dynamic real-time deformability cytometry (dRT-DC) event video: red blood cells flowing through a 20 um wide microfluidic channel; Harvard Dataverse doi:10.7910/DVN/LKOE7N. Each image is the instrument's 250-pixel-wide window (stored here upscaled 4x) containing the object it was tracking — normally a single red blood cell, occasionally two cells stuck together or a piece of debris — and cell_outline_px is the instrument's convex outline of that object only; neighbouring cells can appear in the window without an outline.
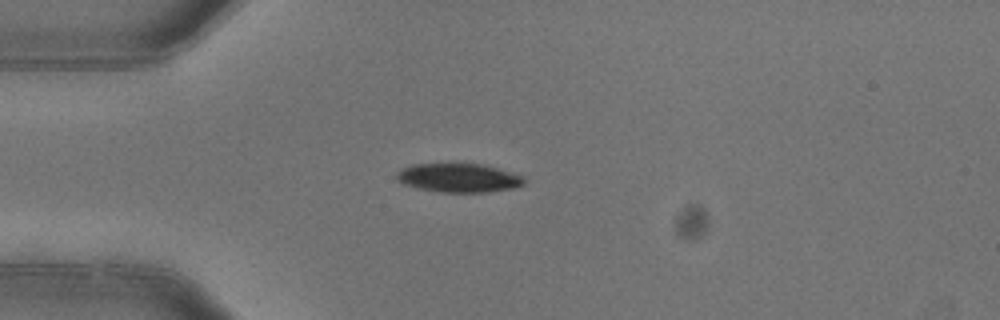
{"species": "common noctule bat (a hibernating species)", "species_latin": "Nyctalus noctula", "temperature_condition": "warm", "stored_images_in_passage": 1, "camera_frame_rate_fps": 3000, "um_per_image_px": 0.085, "animal": {"sex": "female"}, "frame": {"image": 1, "passage_image": 1, "time_ms": 0.0, "image_size_px": [1000, 320], "cell_outline_px": [[524, 184], [512, 188], [488, 192], [440, 192], [416, 188], [404, 184], [396, 180], [396, 172], [412, 164], [480, 164], [496, 168], [520, 176], [524, 180]], "centroid_in_image_um": [38.91, 15.13], "position_along_channel_um": 46.1, "area_um2": 21.1}}